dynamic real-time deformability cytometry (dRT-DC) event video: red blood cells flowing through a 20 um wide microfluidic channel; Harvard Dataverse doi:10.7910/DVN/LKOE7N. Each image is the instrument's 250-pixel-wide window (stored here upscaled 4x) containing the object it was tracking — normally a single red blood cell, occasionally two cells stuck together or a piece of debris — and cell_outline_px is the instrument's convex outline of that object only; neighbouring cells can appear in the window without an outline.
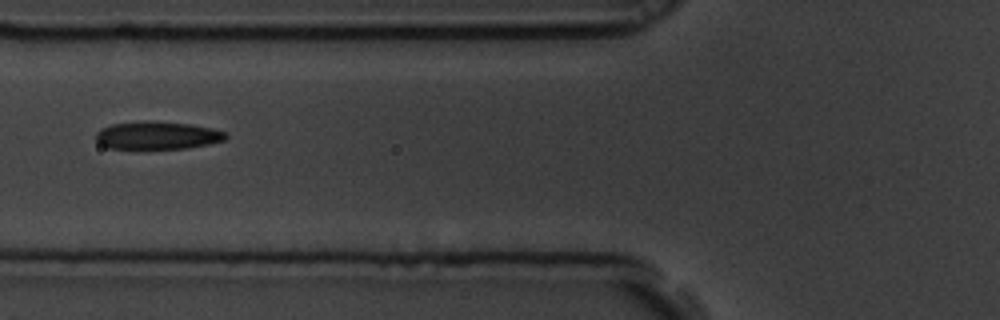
{"species": "common noctule bat (a hibernating species)", "species_latin": "Nyctalus noctula", "temperature_condition": "room temperature", "stored_images_in_passage": 10, "camera_frame_rate_fps": 3000, "um_per_image_px": 0.085, "animal": {"sex": "male", "body_mass_g": 19.5, "forearm_length_mm": 54.6}, "frame": {"image": 1, "passage_image": 6, "time_ms": 1.667, "image_size_px": [1000, 320], "cell_outline_px": [[228, 136], [224, 140], [208, 144], [188, 148], [144, 152], [108, 148], [100, 144], [96, 140], [96, 132], [100, 128], [112, 124], [152, 120], [192, 124], [212, 128], [224, 132]], "centroid_in_image_um": [13.32, 11.56], "position_along_channel_um": 112.5, "area_um2": 22.2}}
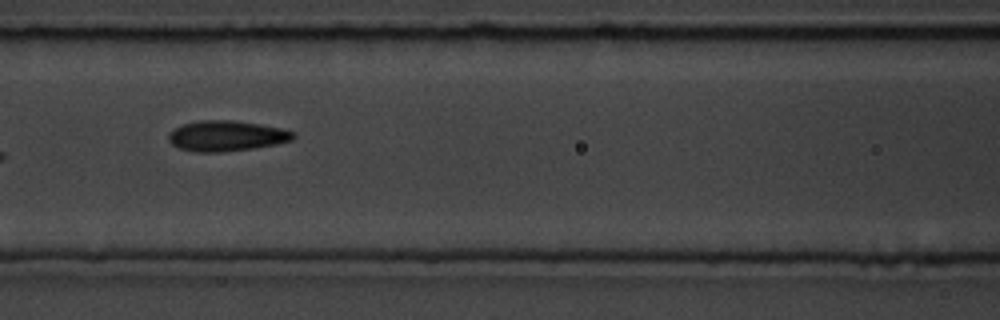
{"frame": {"image": 2, "passage_image": 7, "time_ms": 2.0, "image_size_px": [1000, 320], "cell_outline_px": [[296, 136], [292, 140], [276, 144], [252, 148], [220, 152], [192, 152], [180, 148], [172, 144], [168, 140], [168, 136], [176, 128], [184, 124], [200, 120], [232, 120], [280, 128], [292, 132]], "centroid_in_image_um": [19.23, 11.56], "position_along_channel_um": 147.4, "area_um2": 21.79}}
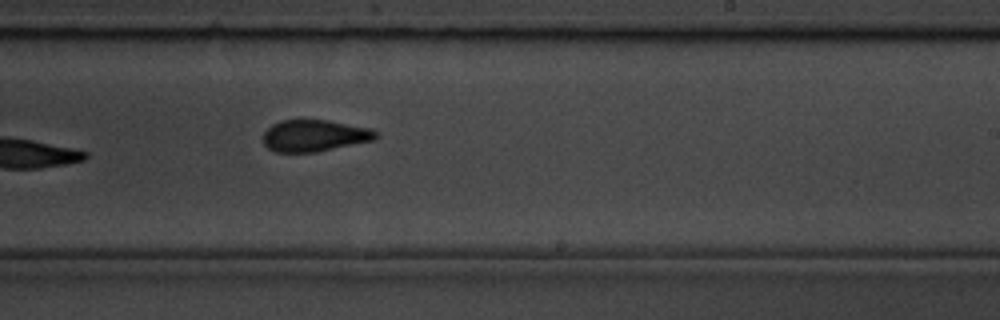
{"frame": {"image": 3, "passage_image": 10, "time_ms": 3.0, "image_size_px": [1000, 320], "cell_outline_px": [[380, 136], [376, 140], [316, 152], [276, 152], [268, 148], [264, 144], [264, 132], [272, 124], [280, 120], [328, 120], [372, 128]], "centroid_in_image_um": [26.77, 11.53], "position_along_channel_um": 262.2, "area_um2": 20.98}}